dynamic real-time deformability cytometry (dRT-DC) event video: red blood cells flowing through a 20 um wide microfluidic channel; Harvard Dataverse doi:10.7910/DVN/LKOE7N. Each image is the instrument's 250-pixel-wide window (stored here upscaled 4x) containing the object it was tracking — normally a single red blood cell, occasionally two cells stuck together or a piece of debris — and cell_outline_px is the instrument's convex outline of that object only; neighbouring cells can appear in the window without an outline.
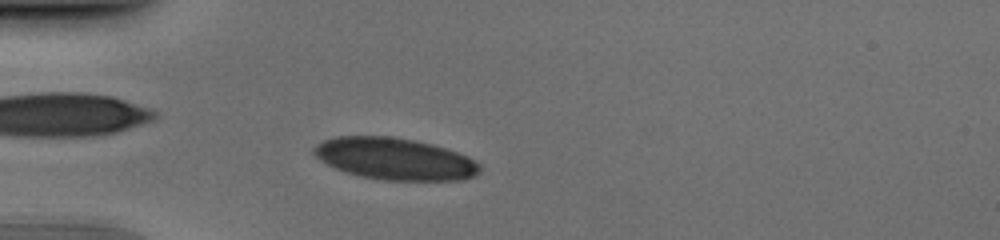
{"species": "human", "species_latin": "Homo sapiens", "temperature_condition": "cold", "stored_images_in_passage": 43, "camera_frame_rate_fps": 3000, "um_per_image_px": 0.085, "donor": {"sex": "male"}, "frame": {"image": 1, "passage_image": 7, "time_ms": 2.0, "image_size_px": [1000, 240], "cell_outline_px": [[480, 172], [464, 180], [384, 180], [360, 176], [336, 168], [320, 160], [312, 152], [312, 148], [316, 144], [324, 140], [336, 136], [392, 136], [432, 144], [468, 156], [476, 160], [480, 164]], "centroid_in_image_um": [33.56, 13.5], "position_along_channel_um": 51.4, "area_um2": 40.34}}
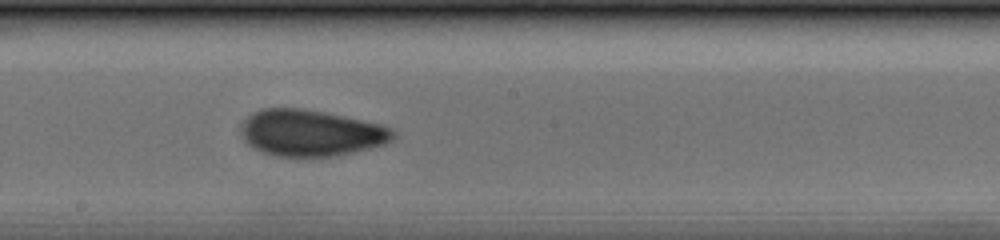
{"frame": {"image": 2, "passage_image": 21, "time_ms": 6.667, "image_size_px": [1000, 240], "cell_outline_px": [[396, 136], [392, 140], [384, 144], [336, 156], [276, 156], [260, 152], [248, 144], [244, 140], [240, 132], [240, 124], [252, 112], [260, 108], [304, 108], [384, 124], [392, 128], [396, 132]], "centroid_in_image_um": [26.41, 11.29], "position_along_channel_um": 221.8, "area_um2": 41.5}}
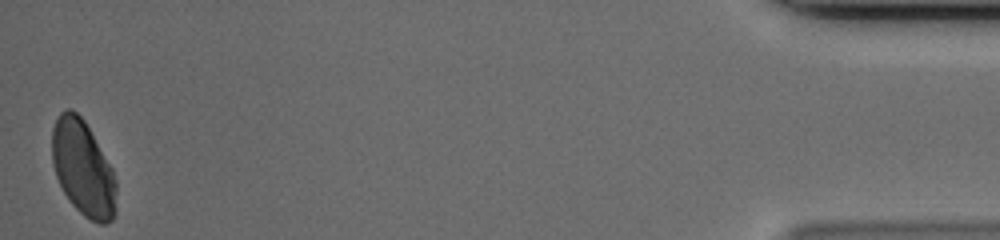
{"frame": {"image": 3, "passage_image": 43, "time_ms": 14.0, "image_size_px": [1000, 240], "cell_outline_px": [[116, 212], [112, 220], [108, 224], [100, 224], [84, 216], [68, 200], [56, 176], [52, 164], [52, 128], [60, 112], [64, 108], [72, 108], [84, 120], [112, 168], [116, 180]], "centroid_in_image_um": [7.06, 14.31], "position_along_channel_um": 428.1, "area_um2": 35.89}}